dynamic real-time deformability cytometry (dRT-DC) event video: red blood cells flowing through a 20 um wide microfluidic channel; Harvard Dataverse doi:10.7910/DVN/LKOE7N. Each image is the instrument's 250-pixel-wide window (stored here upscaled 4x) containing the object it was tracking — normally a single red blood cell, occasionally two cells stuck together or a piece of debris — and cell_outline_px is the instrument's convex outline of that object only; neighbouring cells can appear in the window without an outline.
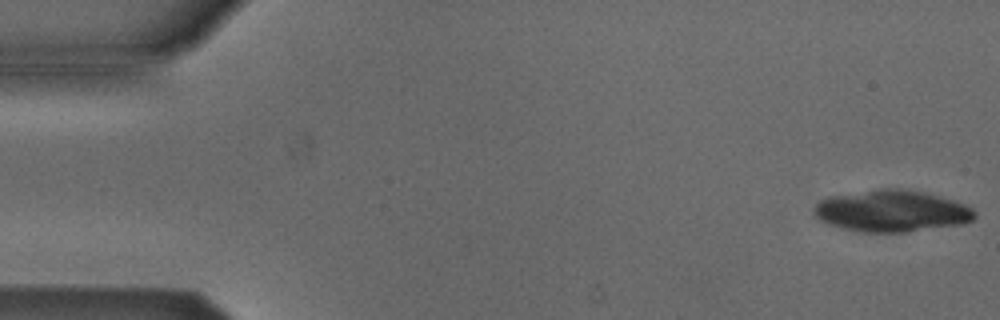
{"species": "Egyptian fruit bat (a non-hibernating species)", "species_latin": "Rousettus aegyptiacus", "temperature_condition": "cold", "stored_images_in_passage": 5, "camera_frame_rate_fps": 3000, "um_per_image_px": 0.085, "animal": {"sex": "male"}, "frame": {"image": 1, "passage_image": 1, "time_ms": 0.0, "image_size_px": [1000, 320], "cell_outline_px": [[976, 216], [972, 220], [964, 224], [908, 232], [860, 232], [828, 224], [820, 220], [812, 212], [816, 204], [820, 200], [828, 196], [880, 188], [908, 188], [940, 196], [964, 204], [972, 208], [976, 212]], "centroid_in_image_um": [75.8, 17.93], "position_along_channel_um": 9.2, "area_um2": 39.36}}